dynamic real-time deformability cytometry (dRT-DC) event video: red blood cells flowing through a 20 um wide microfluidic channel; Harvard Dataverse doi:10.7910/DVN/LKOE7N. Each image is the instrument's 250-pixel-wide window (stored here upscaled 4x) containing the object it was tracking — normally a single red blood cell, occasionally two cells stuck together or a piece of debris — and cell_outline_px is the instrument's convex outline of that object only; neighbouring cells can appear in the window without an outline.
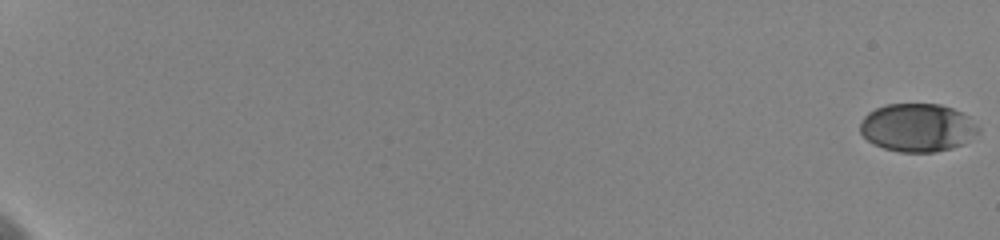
{"species": "human", "species_latin": "Homo sapiens", "temperature_condition": "cold", "stored_images_in_passage": 54, "camera_frame_rate_fps": 3000, "um_per_image_px": 0.085, "donor": {"sex": "female"}, "frame": {"image": 1, "passage_image": 1, "time_ms": 0.0, "image_size_px": [1000, 240], "cell_outline_px": [[980, 132], [964, 144], [952, 148], [932, 152], [900, 152], [884, 148], [872, 144], [860, 132], [860, 124], [864, 116], [868, 112], [884, 104], [940, 104], [952, 108], [968, 116], [980, 128]], "centroid_in_image_um": [77.99, 10.85], "position_along_channel_um": 7.0, "area_um2": 33.35}}
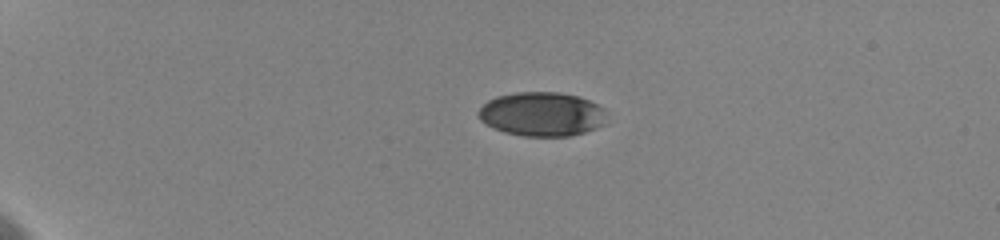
{"frame": {"image": 2, "passage_image": 30, "time_ms": 5.333, "image_size_px": [1000, 240], "cell_outline_px": [[604, 124], [596, 128], [584, 132], [568, 136], [520, 136], [504, 132], [492, 128], [480, 120], [476, 116], [476, 112], [488, 100], [496, 96], [516, 92], [560, 92], [576, 96], [588, 100], [604, 108]], "centroid_in_image_um": [46.0, 9.7], "position_along_channel_um": 39.0, "area_um2": 33.06}}